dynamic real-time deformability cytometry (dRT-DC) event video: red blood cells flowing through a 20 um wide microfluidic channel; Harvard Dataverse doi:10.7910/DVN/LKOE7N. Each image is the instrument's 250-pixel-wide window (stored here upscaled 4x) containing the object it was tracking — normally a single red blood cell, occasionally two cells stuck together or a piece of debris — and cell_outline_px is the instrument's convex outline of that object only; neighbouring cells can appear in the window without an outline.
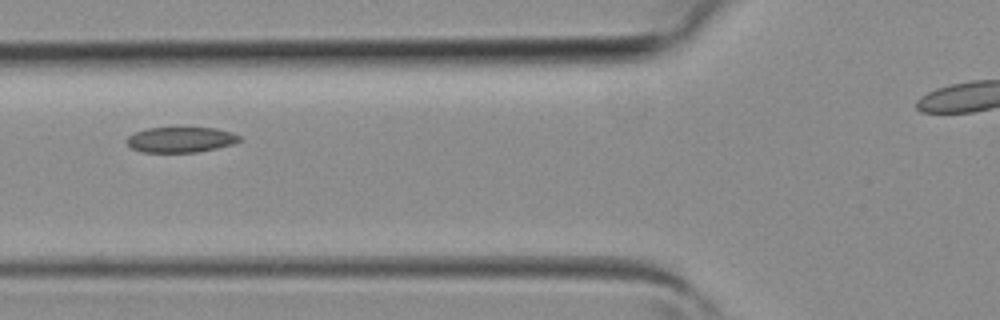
{"species": "common noctule bat (a hibernating species)", "species_latin": "Nyctalus noctula", "temperature_condition": "room temperature", "stored_images_in_passage": 3, "camera_frame_rate_fps": 3000, "um_per_image_px": 0.085, "animal": {"sex": "female", "body_mass_g": 19.3, "forearm_length_mm": 54.1}, "frame": {"image": 1, "passage_image": 3, "time_ms": 0.667, "image_size_px": [1000, 320], "cell_outline_px": [[240, 140], [232, 144], [216, 148], [196, 152], [144, 152], [132, 148], [124, 140], [128, 136], [136, 132], [148, 128], [216, 128], [232, 132], [240, 136]], "centroid_in_image_um": [15.35, 11.87], "position_along_channel_um": 110.5, "area_um2": 16.53}}